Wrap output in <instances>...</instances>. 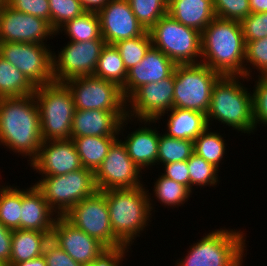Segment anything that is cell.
<instances>
[{"label":"cell","instance_id":"obj_43","mask_svg":"<svg viewBox=\"0 0 267 266\" xmlns=\"http://www.w3.org/2000/svg\"><path fill=\"white\" fill-rule=\"evenodd\" d=\"M6 4L16 11L43 18L50 23L48 0H6Z\"/></svg>","mask_w":267,"mask_h":266},{"label":"cell","instance_id":"obj_2","mask_svg":"<svg viewBox=\"0 0 267 266\" xmlns=\"http://www.w3.org/2000/svg\"><path fill=\"white\" fill-rule=\"evenodd\" d=\"M42 143L40 112L34 95L0 98V145L29 156L31 163Z\"/></svg>","mask_w":267,"mask_h":266},{"label":"cell","instance_id":"obj_26","mask_svg":"<svg viewBox=\"0 0 267 266\" xmlns=\"http://www.w3.org/2000/svg\"><path fill=\"white\" fill-rule=\"evenodd\" d=\"M52 232L17 229L12 232L10 264L28 261L43 255Z\"/></svg>","mask_w":267,"mask_h":266},{"label":"cell","instance_id":"obj_22","mask_svg":"<svg viewBox=\"0 0 267 266\" xmlns=\"http://www.w3.org/2000/svg\"><path fill=\"white\" fill-rule=\"evenodd\" d=\"M56 219V213L35 185L22 189L20 229L52 232Z\"/></svg>","mask_w":267,"mask_h":266},{"label":"cell","instance_id":"obj_7","mask_svg":"<svg viewBox=\"0 0 267 266\" xmlns=\"http://www.w3.org/2000/svg\"><path fill=\"white\" fill-rule=\"evenodd\" d=\"M152 46L159 49L176 65L199 64L201 32L185 26L168 13L149 30ZM198 58V59H197Z\"/></svg>","mask_w":267,"mask_h":266},{"label":"cell","instance_id":"obj_48","mask_svg":"<svg viewBox=\"0 0 267 266\" xmlns=\"http://www.w3.org/2000/svg\"><path fill=\"white\" fill-rule=\"evenodd\" d=\"M78 1L83 4L86 11L98 12L110 0H78Z\"/></svg>","mask_w":267,"mask_h":266},{"label":"cell","instance_id":"obj_21","mask_svg":"<svg viewBox=\"0 0 267 266\" xmlns=\"http://www.w3.org/2000/svg\"><path fill=\"white\" fill-rule=\"evenodd\" d=\"M176 64L159 49L151 46L142 61L128 70L127 79L122 88L127 99L137 88L169 77Z\"/></svg>","mask_w":267,"mask_h":266},{"label":"cell","instance_id":"obj_47","mask_svg":"<svg viewBox=\"0 0 267 266\" xmlns=\"http://www.w3.org/2000/svg\"><path fill=\"white\" fill-rule=\"evenodd\" d=\"M12 232L0 222V263L9 266L11 255Z\"/></svg>","mask_w":267,"mask_h":266},{"label":"cell","instance_id":"obj_50","mask_svg":"<svg viewBox=\"0 0 267 266\" xmlns=\"http://www.w3.org/2000/svg\"><path fill=\"white\" fill-rule=\"evenodd\" d=\"M9 266H47L46 264V260L44 258L43 255L28 260V261H22L20 263H16V264H9Z\"/></svg>","mask_w":267,"mask_h":266},{"label":"cell","instance_id":"obj_46","mask_svg":"<svg viewBox=\"0 0 267 266\" xmlns=\"http://www.w3.org/2000/svg\"><path fill=\"white\" fill-rule=\"evenodd\" d=\"M165 168L163 176L170 178L189 189V170L187 161L173 162L163 165Z\"/></svg>","mask_w":267,"mask_h":266},{"label":"cell","instance_id":"obj_18","mask_svg":"<svg viewBox=\"0 0 267 266\" xmlns=\"http://www.w3.org/2000/svg\"><path fill=\"white\" fill-rule=\"evenodd\" d=\"M51 239L77 263H93L107 248L70 223L64 216H57Z\"/></svg>","mask_w":267,"mask_h":266},{"label":"cell","instance_id":"obj_29","mask_svg":"<svg viewBox=\"0 0 267 266\" xmlns=\"http://www.w3.org/2000/svg\"><path fill=\"white\" fill-rule=\"evenodd\" d=\"M35 89L23 73L0 56V98L28 96Z\"/></svg>","mask_w":267,"mask_h":266},{"label":"cell","instance_id":"obj_3","mask_svg":"<svg viewBox=\"0 0 267 266\" xmlns=\"http://www.w3.org/2000/svg\"><path fill=\"white\" fill-rule=\"evenodd\" d=\"M147 192L149 190L146 191L144 186L106 190L112 231L128 248L148 226L149 217H152L153 204L149 196L151 194Z\"/></svg>","mask_w":267,"mask_h":266},{"label":"cell","instance_id":"obj_12","mask_svg":"<svg viewBox=\"0 0 267 266\" xmlns=\"http://www.w3.org/2000/svg\"><path fill=\"white\" fill-rule=\"evenodd\" d=\"M47 44L0 42V56L14 65L35 86L54 81L52 51Z\"/></svg>","mask_w":267,"mask_h":266},{"label":"cell","instance_id":"obj_19","mask_svg":"<svg viewBox=\"0 0 267 266\" xmlns=\"http://www.w3.org/2000/svg\"><path fill=\"white\" fill-rule=\"evenodd\" d=\"M31 166L42 176H59L83 168L72 139L43 141Z\"/></svg>","mask_w":267,"mask_h":266},{"label":"cell","instance_id":"obj_39","mask_svg":"<svg viewBox=\"0 0 267 266\" xmlns=\"http://www.w3.org/2000/svg\"><path fill=\"white\" fill-rule=\"evenodd\" d=\"M216 17L241 22L250 13L249 0H213Z\"/></svg>","mask_w":267,"mask_h":266},{"label":"cell","instance_id":"obj_51","mask_svg":"<svg viewBox=\"0 0 267 266\" xmlns=\"http://www.w3.org/2000/svg\"><path fill=\"white\" fill-rule=\"evenodd\" d=\"M6 4V0H0V8Z\"/></svg>","mask_w":267,"mask_h":266},{"label":"cell","instance_id":"obj_41","mask_svg":"<svg viewBox=\"0 0 267 266\" xmlns=\"http://www.w3.org/2000/svg\"><path fill=\"white\" fill-rule=\"evenodd\" d=\"M240 24L245 44L267 37V12L250 13Z\"/></svg>","mask_w":267,"mask_h":266},{"label":"cell","instance_id":"obj_38","mask_svg":"<svg viewBox=\"0 0 267 266\" xmlns=\"http://www.w3.org/2000/svg\"><path fill=\"white\" fill-rule=\"evenodd\" d=\"M50 5V26L57 32L69 20L86 12L78 0H48Z\"/></svg>","mask_w":267,"mask_h":266},{"label":"cell","instance_id":"obj_6","mask_svg":"<svg viewBox=\"0 0 267 266\" xmlns=\"http://www.w3.org/2000/svg\"><path fill=\"white\" fill-rule=\"evenodd\" d=\"M40 112L43 141L71 139L75 105L64 83L51 82L37 86L33 93Z\"/></svg>","mask_w":267,"mask_h":266},{"label":"cell","instance_id":"obj_13","mask_svg":"<svg viewBox=\"0 0 267 266\" xmlns=\"http://www.w3.org/2000/svg\"><path fill=\"white\" fill-rule=\"evenodd\" d=\"M174 72L159 82H152L137 88L126 99L127 117L149 124L162 119L173 108ZM130 105V106H129ZM130 108V109H128ZM167 111V112H166Z\"/></svg>","mask_w":267,"mask_h":266},{"label":"cell","instance_id":"obj_24","mask_svg":"<svg viewBox=\"0 0 267 266\" xmlns=\"http://www.w3.org/2000/svg\"><path fill=\"white\" fill-rule=\"evenodd\" d=\"M185 26L202 32L216 17L213 0H168V12Z\"/></svg>","mask_w":267,"mask_h":266},{"label":"cell","instance_id":"obj_27","mask_svg":"<svg viewBox=\"0 0 267 266\" xmlns=\"http://www.w3.org/2000/svg\"><path fill=\"white\" fill-rule=\"evenodd\" d=\"M118 137L84 136L73 138L81 164L95 172Z\"/></svg>","mask_w":267,"mask_h":266},{"label":"cell","instance_id":"obj_5","mask_svg":"<svg viewBox=\"0 0 267 266\" xmlns=\"http://www.w3.org/2000/svg\"><path fill=\"white\" fill-rule=\"evenodd\" d=\"M244 236L235 229H215L193 243L185 258L177 260L176 266H242L246 250Z\"/></svg>","mask_w":267,"mask_h":266},{"label":"cell","instance_id":"obj_15","mask_svg":"<svg viewBox=\"0 0 267 266\" xmlns=\"http://www.w3.org/2000/svg\"><path fill=\"white\" fill-rule=\"evenodd\" d=\"M140 172L142 173L141 169L130 158L122 140L117 139L94 172L97 191L143 186Z\"/></svg>","mask_w":267,"mask_h":266},{"label":"cell","instance_id":"obj_14","mask_svg":"<svg viewBox=\"0 0 267 266\" xmlns=\"http://www.w3.org/2000/svg\"><path fill=\"white\" fill-rule=\"evenodd\" d=\"M105 44L104 40L68 41L57 56L52 53L54 82L64 83L76 77L93 76Z\"/></svg>","mask_w":267,"mask_h":266},{"label":"cell","instance_id":"obj_37","mask_svg":"<svg viewBox=\"0 0 267 266\" xmlns=\"http://www.w3.org/2000/svg\"><path fill=\"white\" fill-rule=\"evenodd\" d=\"M189 170V190L192 192L193 185L215 186L218 182V170L213 164L207 162L203 157L193 153L187 160Z\"/></svg>","mask_w":267,"mask_h":266},{"label":"cell","instance_id":"obj_33","mask_svg":"<svg viewBox=\"0 0 267 266\" xmlns=\"http://www.w3.org/2000/svg\"><path fill=\"white\" fill-rule=\"evenodd\" d=\"M208 130L209 127L195 138L194 153L219 169V164L225 155V141L220 133Z\"/></svg>","mask_w":267,"mask_h":266},{"label":"cell","instance_id":"obj_20","mask_svg":"<svg viewBox=\"0 0 267 266\" xmlns=\"http://www.w3.org/2000/svg\"><path fill=\"white\" fill-rule=\"evenodd\" d=\"M129 119L126 111L76 109L72 121L71 139L84 136L118 137Z\"/></svg>","mask_w":267,"mask_h":266},{"label":"cell","instance_id":"obj_36","mask_svg":"<svg viewBox=\"0 0 267 266\" xmlns=\"http://www.w3.org/2000/svg\"><path fill=\"white\" fill-rule=\"evenodd\" d=\"M138 22L148 31L168 12V0H128Z\"/></svg>","mask_w":267,"mask_h":266},{"label":"cell","instance_id":"obj_42","mask_svg":"<svg viewBox=\"0 0 267 266\" xmlns=\"http://www.w3.org/2000/svg\"><path fill=\"white\" fill-rule=\"evenodd\" d=\"M253 90V118L255 130L258 124L267 125V76H258Z\"/></svg>","mask_w":267,"mask_h":266},{"label":"cell","instance_id":"obj_8","mask_svg":"<svg viewBox=\"0 0 267 266\" xmlns=\"http://www.w3.org/2000/svg\"><path fill=\"white\" fill-rule=\"evenodd\" d=\"M221 75L207 65H176L174 70L173 107L189 109L206 115L213 85Z\"/></svg>","mask_w":267,"mask_h":266},{"label":"cell","instance_id":"obj_11","mask_svg":"<svg viewBox=\"0 0 267 266\" xmlns=\"http://www.w3.org/2000/svg\"><path fill=\"white\" fill-rule=\"evenodd\" d=\"M64 84L78 110L126 111L122 88L115 83L94 76H83L69 79Z\"/></svg>","mask_w":267,"mask_h":266},{"label":"cell","instance_id":"obj_40","mask_svg":"<svg viewBox=\"0 0 267 266\" xmlns=\"http://www.w3.org/2000/svg\"><path fill=\"white\" fill-rule=\"evenodd\" d=\"M253 65L257 71L258 76H267V37L249 41L245 48V63ZM261 73V74H260Z\"/></svg>","mask_w":267,"mask_h":266},{"label":"cell","instance_id":"obj_10","mask_svg":"<svg viewBox=\"0 0 267 266\" xmlns=\"http://www.w3.org/2000/svg\"><path fill=\"white\" fill-rule=\"evenodd\" d=\"M64 217L106 248L126 247L112 231L106 191H96L92 196L78 202Z\"/></svg>","mask_w":267,"mask_h":266},{"label":"cell","instance_id":"obj_1","mask_svg":"<svg viewBox=\"0 0 267 266\" xmlns=\"http://www.w3.org/2000/svg\"><path fill=\"white\" fill-rule=\"evenodd\" d=\"M201 41L200 63L221 76L251 77V67L244 64L246 44L240 22L215 17L201 32Z\"/></svg>","mask_w":267,"mask_h":266},{"label":"cell","instance_id":"obj_23","mask_svg":"<svg viewBox=\"0 0 267 266\" xmlns=\"http://www.w3.org/2000/svg\"><path fill=\"white\" fill-rule=\"evenodd\" d=\"M159 136L156 127L144 126L129 133L122 141L130 158L141 170L157 163Z\"/></svg>","mask_w":267,"mask_h":266},{"label":"cell","instance_id":"obj_28","mask_svg":"<svg viewBox=\"0 0 267 266\" xmlns=\"http://www.w3.org/2000/svg\"><path fill=\"white\" fill-rule=\"evenodd\" d=\"M128 71L119 51L113 44H105L99 56L94 77L115 83L123 88L127 79Z\"/></svg>","mask_w":267,"mask_h":266},{"label":"cell","instance_id":"obj_9","mask_svg":"<svg viewBox=\"0 0 267 266\" xmlns=\"http://www.w3.org/2000/svg\"><path fill=\"white\" fill-rule=\"evenodd\" d=\"M34 185L57 216H65L78 202L97 191L94 172L84 167L64 175L42 176Z\"/></svg>","mask_w":267,"mask_h":266},{"label":"cell","instance_id":"obj_49","mask_svg":"<svg viewBox=\"0 0 267 266\" xmlns=\"http://www.w3.org/2000/svg\"><path fill=\"white\" fill-rule=\"evenodd\" d=\"M251 13L267 12V0H249Z\"/></svg>","mask_w":267,"mask_h":266},{"label":"cell","instance_id":"obj_17","mask_svg":"<svg viewBox=\"0 0 267 266\" xmlns=\"http://www.w3.org/2000/svg\"><path fill=\"white\" fill-rule=\"evenodd\" d=\"M100 19V32L106 44L135 38L146 30L138 22L128 0H110L97 12Z\"/></svg>","mask_w":267,"mask_h":266},{"label":"cell","instance_id":"obj_35","mask_svg":"<svg viewBox=\"0 0 267 266\" xmlns=\"http://www.w3.org/2000/svg\"><path fill=\"white\" fill-rule=\"evenodd\" d=\"M120 53L125 68L130 70L139 64L149 48L152 46L151 36L148 31L143 35L126 39L114 44Z\"/></svg>","mask_w":267,"mask_h":266},{"label":"cell","instance_id":"obj_25","mask_svg":"<svg viewBox=\"0 0 267 266\" xmlns=\"http://www.w3.org/2000/svg\"><path fill=\"white\" fill-rule=\"evenodd\" d=\"M169 113L165 132L169 137L194 141L208 127L206 115L201 112L173 107Z\"/></svg>","mask_w":267,"mask_h":266},{"label":"cell","instance_id":"obj_44","mask_svg":"<svg viewBox=\"0 0 267 266\" xmlns=\"http://www.w3.org/2000/svg\"><path fill=\"white\" fill-rule=\"evenodd\" d=\"M43 256L47 266H83L71 258L52 239L46 243Z\"/></svg>","mask_w":267,"mask_h":266},{"label":"cell","instance_id":"obj_30","mask_svg":"<svg viewBox=\"0 0 267 266\" xmlns=\"http://www.w3.org/2000/svg\"><path fill=\"white\" fill-rule=\"evenodd\" d=\"M64 31L70 41L84 42L89 40H104L100 32V19L97 12L86 11L61 26L57 32Z\"/></svg>","mask_w":267,"mask_h":266},{"label":"cell","instance_id":"obj_32","mask_svg":"<svg viewBox=\"0 0 267 266\" xmlns=\"http://www.w3.org/2000/svg\"><path fill=\"white\" fill-rule=\"evenodd\" d=\"M194 153V141L176 139L160 134L157 164L165 165L173 162L187 161Z\"/></svg>","mask_w":267,"mask_h":266},{"label":"cell","instance_id":"obj_45","mask_svg":"<svg viewBox=\"0 0 267 266\" xmlns=\"http://www.w3.org/2000/svg\"><path fill=\"white\" fill-rule=\"evenodd\" d=\"M128 247L107 248L93 263L83 266H120Z\"/></svg>","mask_w":267,"mask_h":266},{"label":"cell","instance_id":"obj_4","mask_svg":"<svg viewBox=\"0 0 267 266\" xmlns=\"http://www.w3.org/2000/svg\"><path fill=\"white\" fill-rule=\"evenodd\" d=\"M241 78L249 81L245 76H221L213 85L206 113L208 127L214 119L241 133L250 134L255 130L253 96L243 86Z\"/></svg>","mask_w":267,"mask_h":266},{"label":"cell","instance_id":"obj_34","mask_svg":"<svg viewBox=\"0 0 267 266\" xmlns=\"http://www.w3.org/2000/svg\"><path fill=\"white\" fill-rule=\"evenodd\" d=\"M154 184L153 193L158 202L165 204L164 206L184 205L192 193L186 186L163 175L159 176Z\"/></svg>","mask_w":267,"mask_h":266},{"label":"cell","instance_id":"obj_16","mask_svg":"<svg viewBox=\"0 0 267 266\" xmlns=\"http://www.w3.org/2000/svg\"><path fill=\"white\" fill-rule=\"evenodd\" d=\"M53 35L56 32L45 19L16 11L7 4L0 8V42L44 44Z\"/></svg>","mask_w":267,"mask_h":266},{"label":"cell","instance_id":"obj_31","mask_svg":"<svg viewBox=\"0 0 267 266\" xmlns=\"http://www.w3.org/2000/svg\"><path fill=\"white\" fill-rule=\"evenodd\" d=\"M0 222L10 230L20 229L22 190L18 186H1Z\"/></svg>","mask_w":267,"mask_h":266}]
</instances>
